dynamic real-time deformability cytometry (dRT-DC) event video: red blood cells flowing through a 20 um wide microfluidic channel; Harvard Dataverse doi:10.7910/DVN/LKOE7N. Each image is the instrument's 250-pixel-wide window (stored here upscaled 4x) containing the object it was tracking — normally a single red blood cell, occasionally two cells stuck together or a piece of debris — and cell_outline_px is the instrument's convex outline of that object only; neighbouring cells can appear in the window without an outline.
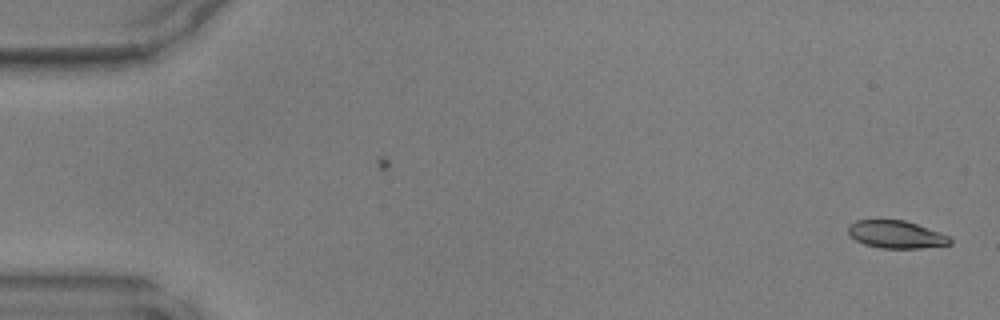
{"species": "common noctule bat (a hibernating species)", "species_latin": "Nyctalus noctula", "temperature_condition": "warm", "stored_images_in_passage": 11, "camera_frame_rate_fps": 3000, "um_per_image_px": 0.085, "animal": {"sex": "male", "body_mass_g": 17.9, "forearm_length_mm": 54.2}, "frame": {"image": 1, "passage_image": 1, "time_ms": 0.0, "image_size_px": [1000, 320], "cell_outline_px": [[952, 244], [920, 248], [880, 248], [864, 244], [856, 240], [848, 232], [848, 224], [856, 220], [904, 220], [916, 224], [948, 236], [952, 240]], "centroid_in_image_um": [76.14, 19.93], "position_along_channel_um": 8.9, "area_um2": 16.18}}